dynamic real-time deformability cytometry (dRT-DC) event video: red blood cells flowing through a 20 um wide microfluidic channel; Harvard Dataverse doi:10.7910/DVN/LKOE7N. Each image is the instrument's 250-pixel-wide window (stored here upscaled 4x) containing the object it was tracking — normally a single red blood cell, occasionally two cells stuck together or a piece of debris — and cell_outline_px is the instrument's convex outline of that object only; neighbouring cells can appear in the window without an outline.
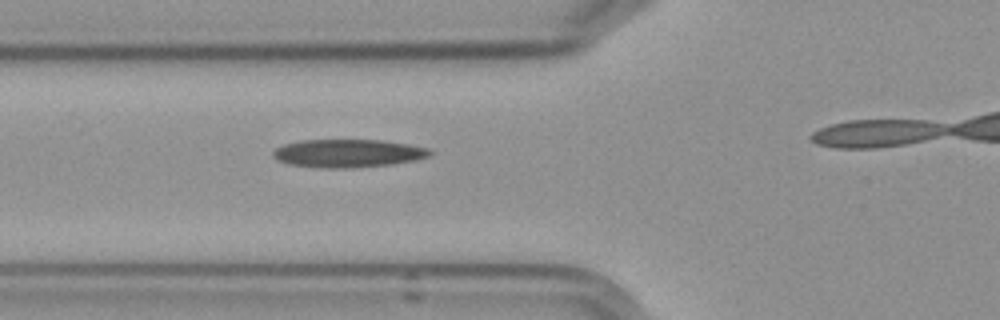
{"species": "Egyptian fruit bat (a non-hibernating species)", "species_latin": "Rousettus aegyptiacus", "temperature_condition": "cold", "stored_images_in_passage": 6, "camera_frame_rate_fps": 3000, "um_per_image_px": 0.085, "frame": {"image": 1, "passage_image": 2, "time_ms": 1.0, "image_size_px": [1000, 320], "cell_outline_px": [[432, 156], [416, 160], [392, 164], [348, 168], [328, 168], [288, 164], [276, 160], [272, 156], [272, 152], [276, 148], [284, 144], [300, 140], [380, 140], [408, 144], [428, 148], [432, 152]], "centroid_in_image_um": [29.58, 13.03], "position_along_channel_um": 96.2, "area_um2": 25.72}}